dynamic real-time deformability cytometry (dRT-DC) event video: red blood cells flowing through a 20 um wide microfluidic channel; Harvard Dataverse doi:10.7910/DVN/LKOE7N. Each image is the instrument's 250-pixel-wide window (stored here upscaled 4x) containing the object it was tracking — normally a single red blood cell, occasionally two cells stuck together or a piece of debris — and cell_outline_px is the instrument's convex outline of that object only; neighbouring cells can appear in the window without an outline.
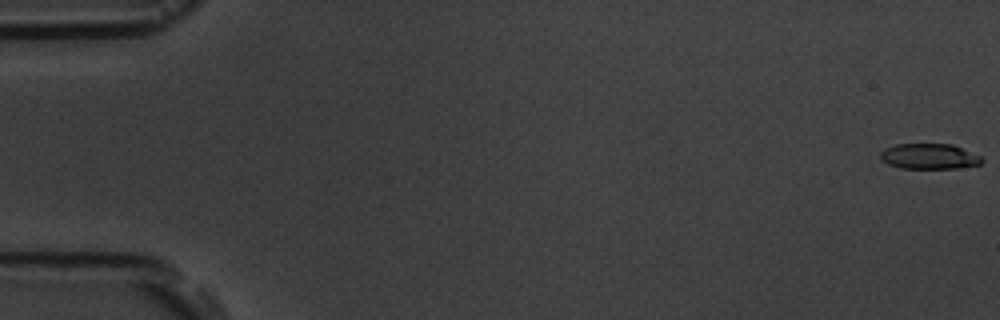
{"species": "common noctule bat (a hibernating species)", "species_latin": "Nyctalus noctula", "temperature_condition": "room temperature", "stored_images_in_passage": 10, "camera_frame_rate_fps": 3000, "um_per_image_px": 0.085, "animal": {"sex": "male", "body_mass_g": 19.5, "forearm_length_mm": 54.6}, "frame": {"image": 1, "passage_image": 1, "time_ms": 0.0, "image_size_px": [1000, 320], "cell_outline_px": [[984, 160], [980, 164], [956, 168], [900, 168], [888, 164], [880, 160], [880, 152], [884, 148], [896, 144], [952, 144], [980, 156]], "centroid_in_image_um": [78.94, 13.29], "position_along_channel_um": 6.1, "area_um2": 15.03}}
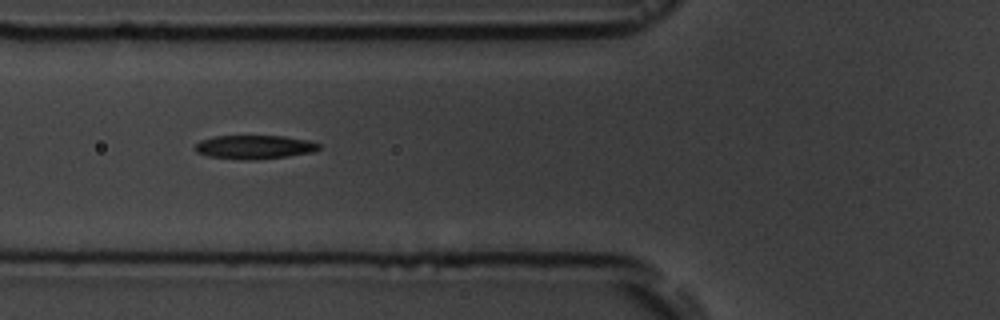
{"frame": {"image": 2, "passage_image": 7, "time_ms": 7.0, "image_size_px": [1000, 320], "cell_outline_px": [[320, 148], [312, 152], [288, 156], [256, 160], [244, 160], [208, 156], [196, 152], [192, 148], [200, 140], [212, 136], [284, 136], [308, 140], [320, 144]], "centroid_in_image_um": [21.59, 12.5], "position_along_channel_um": 104.2, "area_um2": 17.28}}
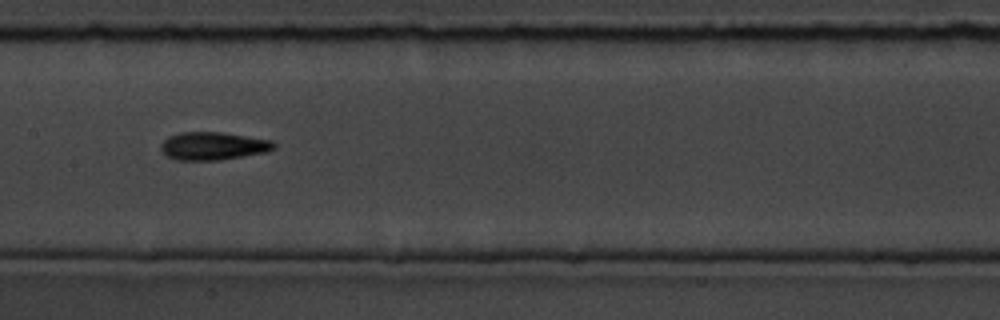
{"frame": {"image": 3, "passage_image": 9, "time_ms": 9.333, "image_size_px": [1000, 320], "cell_outline_px": [[276, 148], [268, 152], [220, 160], [176, 160], [168, 156], [160, 148], [160, 144], [168, 136], [180, 132], [224, 132], [272, 140], [276, 144]], "centroid_in_image_um": [18.15, 12.4], "position_along_channel_um": 189.3, "area_um2": 18.61}}